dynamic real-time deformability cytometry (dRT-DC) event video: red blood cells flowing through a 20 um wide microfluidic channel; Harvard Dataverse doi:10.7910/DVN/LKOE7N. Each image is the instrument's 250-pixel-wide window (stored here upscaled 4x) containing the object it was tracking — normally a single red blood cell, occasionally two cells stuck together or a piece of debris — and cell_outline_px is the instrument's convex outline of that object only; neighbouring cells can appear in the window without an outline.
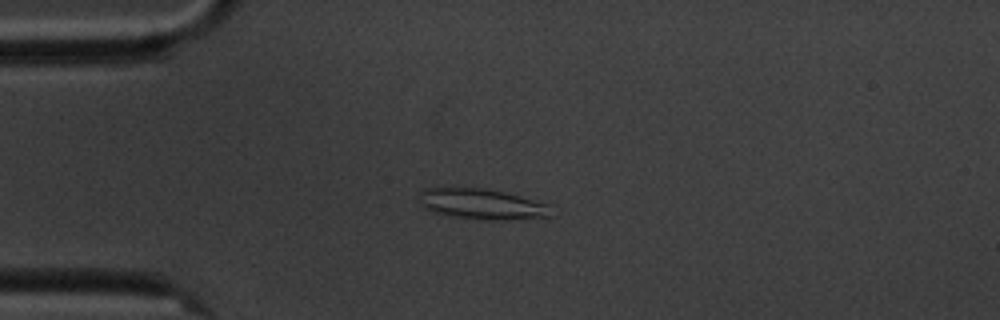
{"species": "common noctule bat (a hibernating species)", "species_latin": "Nyctalus noctula", "temperature_condition": "cold", "stored_images_in_passage": 3, "camera_frame_rate_fps": 3000, "um_per_image_px": 0.085, "animal": {"sex": "male", "body_mass_g": 20.1, "forearm_length_mm": 53.5}, "frame": {"image": 1, "passage_image": 3, "time_ms": 2.333, "image_size_px": [1000, 320], "cell_outline_px": [[552, 216], [496, 220], [488, 220], [452, 216], [432, 212], [424, 208], [420, 204], [420, 192], [424, 188], [480, 188], [504, 192], [548, 204]], "centroid_in_image_um": [40.91, 17.35], "position_along_channel_um": 44.1, "area_um2": 23.12}}